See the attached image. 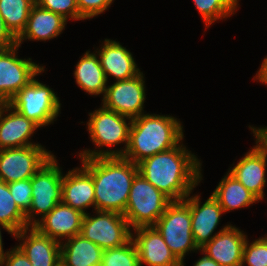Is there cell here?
<instances>
[{
    "instance_id": "cell-35",
    "label": "cell",
    "mask_w": 267,
    "mask_h": 266,
    "mask_svg": "<svg viewBox=\"0 0 267 266\" xmlns=\"http://www.w3.org/2000/svg\"><path fill=\"white\" fill-rule=\"evenodd\" d=\"M17 45V38L6 27L5 21L0 15V50Z\"/></svg>"
},
{
    "instance_id": "cell-34",
    "label": "cell",
    "mask_w": 267,
    "mask_h": 266,
    "mask_svg": "<svg viewBox=\"0 0 267 266\" xmlns=\"http://www.w3.org/2000/svg\"><path fill=\"white\" fill-rule=\"evenodd\" d=\"M0 266H32V264L26 255L17 246H14L8 250L0 262Z\"/></svg>"
},
{
    "instance_id": "cell-19",
    "label": "cell",
    "mask_w": 267,
    "mask_h": 266,
    "mask_svg": "<svg viewBox=\"0 0 267 266\" xmlns=\"http://www.w3.org/2000/svg\"><path fill=\"white\" fill-rule=\"evenodd\" d=\"M266 168L267 157L254 145L228 172L261 201L265 197Z\"/></svg>"
},
{
    "instance_id": "cell-39",
    "label": "cell",
    "mask_w": 267,
    "mask_h": 266,
    "mask_svg": "<svg viewBox=\"0 0 267 266\" xmlns=\"http://www.w3.org/2000/svg\"><path fill=\"white\" fill-rule=\"evenodd\" d=\"M1 229L7 231L10 235L14 236V234L11 232L10 229L0 224V262L4 259L5 255L8 253V250L4 252L3 249V241H2L3 239H2Z\"/></svg>"
},
{
    "instance_id": "cell-32",
    "label": "cell",
    "mask_w": 267,
    "mask_h": 266,
    "mask_svg": "<svg viewBox=\"0 0 267 266\" xmlns=\"http://www.w3.org/2000/svg\"><path fill=\"white\" fill-rule=\"evenodd\" d=\"M10 193L19 207L26 214L31 207L32 184L31 178L8 183Z\"/></svg>"
},
{
    "instance_id": "cell-13",
    "label": "cell",
    "mask_w": 267,
    "mask_h": 266,
    "mask_svg": "<svg viewBox=\"0 0 267 266\" xmlns=\"http://www.w3.org/2000/svg\"><path fill=\"white\" fill-rule=\"evenodd\" d=\"M200 200V195L197 194L193 196L189 194L184 199L190 207L192 234L199 249L230 225L227 224L214 232L224 214L223 208L212 195L202 205Z\"/></svg>"
},
{
    "instance_id": "cell-6",
    "label": "cell",
    "mask_w": 267,
    "mask_h": 266,
    "mask_svg": "<svg viewBox=\"0 0 267 266\" xmlns=\"http://www.w3.org/2000/svg\"><path fill=\"white\" fill-rule=\"evenodd\" d=\"M153 226L183 266L189 251L200 250L192 234L190 207L184 200L172 201Z\"/></svg>"
},
{
    "instance_id": "cell-23",
    "label": "cell",
    "mask_w": 267,
    "mask_h": 266,
    "mask_svg": "<svg viewBox=\"0 0 267 266\" xmlns=\"http://www.w3.org/2000/svg\"><path fill=\"white\" fill-rule=\"evenodd\" d=\"M74 78L79 88L89 95L104 97L108 81L95 51L91 53L88 50L80 58L76 64Z\"/></svg>"
},
{
    "instance_id": "cell-26",
    "label": "cell",
    "mask_w": 267,
    "mask_h": 266,
    "mask_svg": "<svg viewBox=\"0 0 267 266\" xmlns=\"http://www.w3.org/2000/svg\"><path fill=\"white\" fill-rule=\"evenodd\" d=\"M35 3V0H0V15L16 38L24 31Z\"/></svg>"
},
{
    "instance_id": "cell-8",
    "label": "cell",
    "mask_w": 267,
    "mask_h": 266,
    "mask_svg": "<svg viewBox=\"0 0 267 266\" xmlns=\"http://www.w3.org/2000/svg\"><path fill=\"white\" fill-rule=\"evenodd\" d=\"M57 162L54 155L31 178V207L25 214L29 226H34L61 202L63 172Z\"/></svg>"
},
{
    "instance_id": "cell-30",
    "label": "cell",
    "mask_w": 267,
    "mask_h": 266,
    "mask_svg": "<svg viewBox=\"0 0 267 266\" xmlns=\"http://www.w3.org/2000/svg\"><path fill=\"white\" fill-rule=\"evenodd\" d=\"M246 240L243 249L241 266H267V235L253 242Z\"/></svg>"
},
{
    "instance_id": "cell-1",
    "label": "cell",
    "mask_w": 267,
    "mask_h": 266,
    "mask_svg": "<svg viewBox=\"0 0 267 266\" xmlns=\"http://www.w3.org/2000/svg\"><path fill=\"white\" fill-rule=\"evenodd\" d=\"M183 142L137 163L138 173L171 201H182L203 180L202 162Z\"/></svg>"
},
{
    "instance_id": "cell-9",
    "label": "cell",
    "mask_w": 267,
    "mask_h": 266,
    "mask_svg": "<svg viewBox=\"0 0 267 266\" xmlns=\"http://www.w3.org/2000/svg\"><path fill=\"white\" fill-rule=\"evenodd\" d=\"M96 214H85L80 234L100 248L120 247L131 239L132 229L123 214L95 210Z\"/></svg>"
},
{
    "instance_id": "cell-11",
    "label": "cell",
    "mask_w": 267,
    "mask_h": 266,
    "mask_svg": "<svg viewBox=\"0 0 267 266\" xmlns=\"http://www.w3.org/2000/svg\"><path fill=\"white\" fill-rule=\"evenodd\" d=\"M53 156L42 145L0 149V181L30 179Z\"/></svg>"
},
{
    "instance_id": "cell-14",
    "label": "cell",
    "mask_w": 267,
    "mask_h": 266,
    "mask_svg": "<svg viewBox=\"0 0 267 266\" xmlns=\"http://www.w3.org/2000/svg\"><path fill=\"white\" fill-rule=\"evenodd\" d=\"M131 232L140 266H183L154 226L137 227Z\"/></svg>"
},
{
    "instance_id": "cell-12",
    "label": "cell",
    "mask_w": 267,
    "mask_h": 266,
    "mask_svg": "<svg viewBox=\"0 0 267 266\" xmlns=\"http://www.w3.org/2000/svg\"><path fill=\"white\" fill-rule=\"evenodd\" d=\"M144 77L141 72L131 79L107 85L102 98L103 106L131 119L144 114V102H146Z\"/></svg>"
},
{
    "instance_id": "cell-24",
    "label": "cell",
    "mask_w": 267,
    "mask_h": 266,
    "mask_svg": "<svg viewBox=\"0 0 267 266\" xmlns=\"http://www.w3.org/2000/svg\"><path fill=\"white\" fill-rule=\"evenodd\" d=\"M103 249L81 234L61 243V266H101Z\"/></svg>"
},
{
    "instance_id": "cell-36",
    "label": "cell",
    "mask_w": 267,
    "mask_h": 266,
    "mask_svg": "<svg viewBox=\"0 0 267 266\" xmlns=\"http://www.w3.org/2000/svg\"><path fill=\"white\" fill-rule=\"evenodd\" d=\"M250 130L253 132L255 138V145L265 154L267 157V127H253L249 125Z\"/></svg>"
},
{
    "instance_id": "cell-20",
    "label": "cell",
    "mask_w": 267,
    "mask_h": 266,
    "mask_svg": "<svg viewBox=\"0 0 267 266\" xmlns=\"http://www.w3.org/2000/svg\"><path fill=\"white\" fill-rule=\"evenodd\" d=\"M95 52L99 56L107 81L109 76L115 81H121L131 79L141 73L132 53L119 41L105 39L100 49L97 48Z\"/></svg>"
},
{
    "instance_id": "cell-5",
    "label": "cell",
    "mask_w": 267,
    "mask_h": 266,
    "mask_svg": "<svg viewBox=\"0 0 267 266\" xmlns=\"http://www.w3.org/2000/svg\"><path fill=\"white\" fill-rule=\"evenodd\" d=\"M172 201L139 173L133 179L124 217L131 229L153 226Z\"/></svg>"
},
{
    "instance_id": "cell-21",
    "label": "cell",
    "mask_w": 267,
    "mask_h": 266,
    "mask_svg": "<svg viewBox=\"0 0 267 266\" xmlns=\"http://www.w3.org/2000/svg\"><path fill=\"white\" fill-rule=\"evenodd\" d=\"M61 202L83 214L90 207L95 210L93 178L82 166L63 174Z\"/></svg>"
},
{
    "instance_id": "cell-25",
    "label": "cell",
    "mask_w": 267,
    "mask_h": 266,
    "mask_svg": "<svg viewBox=\"0 0 267 266\" xmlns=\"http://www.w3.org/2000/svg\"><path fill=\"white\" fill-rule=\"evenodd\" d=\"M212 196L223 208L224 213L250 207L259 200L229 172L220 180Z\"/></svg>"
},
{
    "instance_id": "cell-22",
    "label": "cell",
    "mask_w": 267,
    "mask_h": 266,
    "mask_svg": "<svg viewBox=\"0 0 267 266\" xmlns=\"http://www.w3.org/2000/svg\"><path fill=\"white\" fill-rule=\"evenodd\" d=\"M67 20L57 13L34 4L27 21V25L21 35L17 38V45L25 40L47 41L59 36L64 31Z\"/></svg>"
},
{
    "instance_id": "cell-33",
    "label": "cell",
    "mask_w": 267,
    "mask_h": 266,
    "mask_svg": "<svg viewBox=\"0 0 267 266\" xmlns=\"http://www.w3.org/2000/svg\"><path fill=\"white\" fill-rule=\"evenodd\" d=\"M79 9V20L92 19L104 13L114 0H76Z\"/></svg>"
},
{
    "instance_id": "cell-16",
    "label": "cell",
    "mask_w": 267,
    "mask_h": 266,
    "mask_svg": "<svg viewBox=\"0 0 267 266\" xmlns=\"http://www.w3.org/2000/svg\"><path fill=\"white\" fill-rule=\"evenodd\" d=\"M247 234L230 225L206 243L199 252L205 253L220 266H241Z\"/></svg>"
},
{
    "instance_id": "cell-31",
    "label": "cell",
    "mask_w": 267,
    "mask_h": 266,
    "mask_svg": "<svg viewBox=\"0 0 267 266\" xmlns=\"http://www.w3.org/2000/svg\"><path fill=\"white\" fill-rule=\"evenodd\" d=\"M35 2L40 7L61 15L67 21L70 19L79 20L76 0H35Z\"/></svg>"
},
{
    "instance_id": "cell-2",
    "label": "cell",
    "mask_w": 267,
    "mask_h": 266,
    "mask_svg": "<svg viewBox=\"0 0 267 266\" xmlns=\"http://www.w3.org/2000/svg\"><path fill=\"white\" fill-rule=\"evenodd\" d=\"M82 167L92 176L95 210L124 214L137 164L122 156L80 158Z\"/></svg>"
},
{
    "instance_id": "cell-10",
    "label": "cell",
    "mask_w": 267,
    "mask_h": 266,
    "mask_svg": "<svg viewBox=\"0 0 267 266\" xmlns=\"http://www.w3.org/2000/svg\"><path fill=\"white\" fill-rule=\"evenodd\" d=\"M19 45L0 50V103L9 101L34 77L45 71L31 58H19Z\"/></svg>"
},
{
    "instance_id": "cell-3",
    "label": "cell",
    "mask_w": 267,
    "mask_h": 266,
    "mask_svg": "<svg viewBox=\"0 0 267 266\" xmlns=\"http://www.w3.org/2000/svg\"><path fill=\"white\" fill-rule=\"evenodd\" d=\"M183 125L171 115L144 113L132 119L129 142L122 156L134 164L179 145L184 139Z\"/></svg>"
},
{
    "instance_id": "cell-18",
    "label": "cell",
    "mask_w": 267,
    "mask_h": 266,
    "mask_svg": "<svg viewBox=\"0 0 267 266\" xmlns=\"http://www.w3.org/2000/svg\"><path fill=\"white\" fill-rule=\"evenodd\" d=\"M85 214L60 202L33 227L59 243L80 234ZM63 240V241H62Z\"/></svg>"
},
{
    "instance_id": "cell-4",
    "label": "cell",
    "mask_w": 267,
    "mask_h": 266,
    "mask_svg": "<svg viewBox=\"0 0 267 266\" xmlns=\"http://www.w3.org/2000/svg\"><path fill=\"white\" fill-rule=\"evenodd\" d=\"M89 117L87 131L90 134V140L96 148L80 151L78 156L80 158L123 156L129 142V130L132 119L109 110L103 105L99 109L90 112ZM122 143L125 144L123 149L110 150L106 148L115 147V145Z\"/></svg>"
},
{
    "instance_id": "cell-29",
    "label": "cell",
    "mask_w": 267,
    "mask_h": 266,
    "mask_svg": "<svg viewBox=\"0 0 267 266\" xmlns=\"http://www.w3.org/2000/svg\"><path fill=\"white\" fill-rule=\"evenodd\" d=\"M101 266H140L138 252L132 239L120 247L104 249Z\"/></svg>"
},
{
    "instance_id": "cell-37",
    "label": "cell",
    "mask_w": 267,
    "mask_h": 266,
    "mask_svg": "<svg viewBox=\"0 0 267 266\" xmlns=\"http://www.w3.org/2000/svg\"><path fill=\"white\" fill-rule=\"evenodd\" d=\"M253 80H258L257 82H261L267 86V56L262 60V64H260V68L253 77Z\"/></svg>"
},
{
    "instance_id": "cell-27",
    "label": "cell",
    "mask_w": 267,
    "mask_h": 266,
    "mask_svg": "<svg viewBox=\"0 0 267 266\" xmlns=\"http://www.w3.org/2000/svg\"><path fill=\"white\" fill-rule=\"evenodd\" d=\"M0 224L10 229L14 235L22 229L30 227L25 214L15 203L9 186L4 181H0Z\"/></svg>"
},
{
    "instance_id": "cell-15",
    "label": "cell",
    "mask_w": 267,
    "mask_h": 266,
    "mask_svg": "<svg viewBox=\"0 0 267 266\" xmlns=\"http://www.w3.org/2000/svg\"><path fill=\"white\" fill-rule=\"evenodd\" d=\"M17 247L30 260L32 266H61V243L41 234L30 226L17 232Z\"/></svg>"
},
{
    "instance_id": "cell-7",
    "label": "cell",
    "mask_w": 267,
    "mask_h": 266,
    "mask_svg": "<svg viewBox=\"0 0 267 266\" xmlns=\"http://www.w3.org/2000/svg\"><path fill=\"white\" fill-rule=\"evenodd\" d=\"M8 104L40 128L54 123L61 114L57 93L35 77Z\"/></svg>"
},
{
    "instance_id": "cell-38",
    "label": "cell",
    "mask_w": 267,
    "mask_h": 266,
    "mask_svg": "<svg viewBox=\"0 0 267 266\" xmlns=\"http://www.w3.org/2000/svg\"><path fill=\"white\" fill-rule=\"evenodd\" d=\"M204 256L199 258L193 266H220L213 259L208 257L205 253L201 252Z\"/></svg>"
},
{
    "instance_id": "cell-17",
    "label": "cell",
    "mask_w": 267,
    "mask_h": 266,
    "mask_svg": "<svg viewBox=\"0 0 267 266\" xmlns=\"http://www.w3.org/2000/svg\"><path fill=\"white\" fill-rule=\"evenodd\" d=\"M38 128L36 123L18 113L8 103H0V149L41 145L31 142Z\"/></svg>"
},
{
    "instance_id": "cell-28",
    "label": "cell",
    "mask_w": 267,
    "mask_h": 266,
    "mask_svg": "<svg viewBox=\"0 0 267 266\" xmlns=\"http://www.w3.org/2000/svg\"><path fill=\"white\" fill-rule=\"evenodd\" d=\"M207 29L217 20L230 17L238 11L239 0H193Z\"/></svg>"
}]
</instances>
